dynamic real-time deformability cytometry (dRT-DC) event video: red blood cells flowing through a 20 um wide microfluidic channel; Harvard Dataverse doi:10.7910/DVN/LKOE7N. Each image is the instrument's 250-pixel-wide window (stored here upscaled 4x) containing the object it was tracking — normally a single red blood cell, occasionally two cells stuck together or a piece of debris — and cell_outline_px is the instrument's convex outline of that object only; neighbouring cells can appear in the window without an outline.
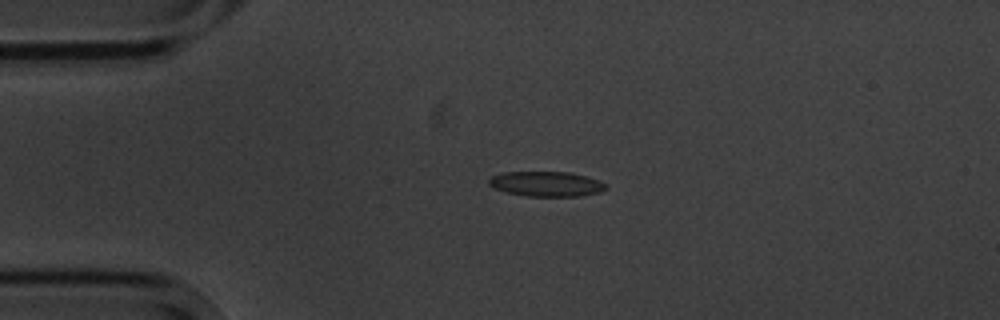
{"species": "common noctule bat (a hibernating species)", "species_latin": "Nyctalus noctula", "temperature_condition": "cold", "stored_images_in_passage": 4, "camera_frame_rate_fps": 3000, "um_per_image_px": 0.085, "animal": {"sex": "male", "body_mass_g": 20.1, "forearm_length_mm": 53.5}, "frame": {"image": 1, "passage_image": 4, "time_ms": 3.333, "image_size_px": [1000, 320], "cell_outline_px": [[608, 188], [600, 192], [580, 196], [528, 196], [504, 192], [492, 188], [488, 184], [488, 180], [492, 176], [504, 172], [572, 172], [600, 180]], "centroid_in_image_um": [46.42, 15.63], "position_along_channel_um": 38.6, "area_um2": 17.17}}